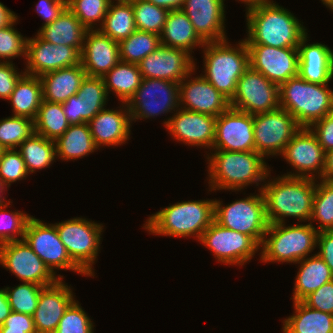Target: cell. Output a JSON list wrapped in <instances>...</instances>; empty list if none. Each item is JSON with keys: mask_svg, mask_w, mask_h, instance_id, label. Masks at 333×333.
<instances>
[{"mask_svg": "<svg viewBox=\"0 0 333 333\" xmlns=\"http://www.w3.org/2000/svg\"><path fill=\"white\" fill-rule=\"evenodd\" d=\"M72 290L63 279L41 290L33 315L37 333H54L65 311L76 300Z\"/></svg>", "mask_w": 333, "mask_h": 333, "instance_id": "obj_24", "label": "cell"}, {"mask_svg": "<svg viewBox=\"0 0 333 333\" xmlns=\"http://www.w3.org/2000/svg\"><path fill=\"white\" fill-rule=\"evenodd\" d=\"M7 100L11 102L13 116L26 117L34 121L43 100L40 78L24 74Z\"/></svg>", "mask_w": 333, "mask_h": 333, "instance_id": "obj_35", "label": "cell"}, {"mask_svg": "<svg viewBox=\"0 0 333 333\" xmlns=\"http://www.w3.org/2000/svg\"><path fill=\"white\" fill-rule=\"evenodd\" d=\"M28 174L21 153L17 149H5L0 157V180L9 188Z\"/></svg>", "mask_w": 333, "mask_h": 333, "instance_id": "obj_49", "label": "cell"}, {"mask_svg": "<svg viewBox=\"0 0 333 333\" xmlns=\"http://www.w3.org/2000/svg\"><path fill=\"white\" fill-rule=\"evenodd\" d=\"M45 286L22 282L15 287H5L9 304L13 312L33 316L37 308L41 290Z\"/></svg>", "mask_w": 333, "mask_h": 333, "instance_id": "obj_45", "label": "cell"}, {"mask_svg": "<svg viewBox=\"0 0 333 333\" xmlns=\"http://www.w3.org/2000/svg\"><path fill=\"white\" fill-rule=\"evenodd\" d=\"M0 333H37L33 316L12 311L0 326Z\"/></svg>", "mask_w": 333, "mask_h": 333, "instance_id": "obj_52", "label": "cell"}, {"mask_svg": "<svg viewBox=\"0 0 333 333\" xmlns=\"http://www.w3.org/2000/svg\"><path fill=\"white\" fill-rule=\"evenodd\" d=\"M236 1V0H235ZM237 1H240L242 4L244 3L245 5H248V4H251V3H254V2H257L259 0H237Z\"/></svg>", "mask_w": 333, "mask_h": 333, "instance_id": "obj_62", "label": "cell"}, {"mask_svg": "<svg viewBox=\"0 0 333 333\" xmlns=\"http://www.w3.org/2000/svg\"><path fill=\"white\" fill-rule=\"evenodd\" d=\"M71 260L89 277L95 276L94 263L100 251L103 224L74 217L54 223Z\"/></svg>", "mask_w": 333, "mask_h": 333, "instance_id": "obj_8", "label": "cell"}, {"mask_svg": "<svg viewBox=\"0 0 333 333\" xmlns=\"http://www.w3.org/2000/svg\"><path fill=\"white\" fill-rule=\"evenodd\" d=\"M212 150L255 151L253 115L232 107L218 115Z\"/></svg>", "mask_w": 333, "mask_h": 333, "instance_id": "obj_18", "label": "cell"}, {"mask_svg": "<svg viewBox=\"0 0 333 333\" xmlns=\"http://www.w3.org/2000/svg\"><path fill=\"white\" fill-rule=\"evenodd\" d=\"M294 313L283 319V333H333V314L293 301Z\"/></svg>", "mask_w": 333, "mask_h": 333, "instance_id": "obj_33", "label": "cell"}, {"mask_svg": "<svg viewBox=\"0 0 333 333\" xmlns=\"http://www.w3.org/2000/svg\"><path fill=\"white\" fill-rule=\"evenodd\" d=\"M110 3L111 0H67V8L87 30H95L103 25Z\"/></svg>", "mask_w": 333, "mask_h": 333, "instance_id": "obj_42", "label": "cell"}, {"mask_svg": "<svg viewBox=\"0 0 333 333\" xmlns=\"http://www.w3.org/2000/svg\"><path fill=\"white\" fill-rule=\"evenodd\" d=\"M18 151L21 153L29 175L36 170L49 168L57 159L55 141L37 133H33L22 142Z\"/></svg>", "mask_w": 333, "mask_h": 333, "instance_id": "obj_37", "label": "cell"}, {"mask_svg": "<svg viewBox=\"0 0 333 333\" xmlns=\"http://www.w3.org/2000/svg\"><path fill=\"white\" fill-rule=\"evenodd\" d=\"M121 105L115 110L104 108L88 122L98 148L121 146L130 139V128H132L130 111L127 103Z\"/></svg>", "mask_w": 333, "mask_h": 333, "instance_id": "obj_27", "label": "cell"}, {"mask_svg": "<svg viewBox=\"0 0 333 333\" xmlns=\"http://www.w3.org/2000/svg\"><path fill=\"white\" fill-rule=\"evenodd\" d=\"M18 19L6 28L0 29V62L12 63L13 59H26L27 37L15 29Z\"/></svg>", "mask_w": 333, "mask_h": 333, "instance_id": "obj_47", "label": "cell"}, {"mask_svg": "<svg viewBox=\"0 0 333 333\" xmlns=\"http://www.w3.org/2000/svg\"><path fill=\"white\" fill-rule=\"evenodd\" d=\"M111 1H132V0H111Z\"/></svg>", "mask_w": 333, "mask_h": 333, "instance_id": "obj_64", "label": "cell"}, {"mask_svg": "<svg viewBox=\"0 0 333 333\" xmlns=\"http://www.w3.org/2000/svg\"><path fill=\"white\" fill-rule=\"evenodd\" d=\"M320 181V182H319ZM313 198V208L309 223L318 222L314 226L318 232L333 230V182L319 179Z\"/></svg>", "mask_w": 333, "mask_h": 333, "instance_id": "obj_41", "label": "cell"}, {"mask_svg": "<svg viewBox=\"0 0 333 333\" xmlns=\"http://www.w3.org/2000/svg\"><path fill=\"white\" fill-rule=\"evenodd\" d=\"M34 130V121L20 116L0 119V144L4 149H18Z\"/></svg>", "mask_w": 333, "mask_h": 333, "instance_id": "obj_43", "label": "cell"}, {"mask_svg": "<svg viewBox=\"0 0 333 333\" xmlns=\"http://www.w3.org/2000/svg\"><path fill=\"white\" fill-rule=\"evenodd\" d=\"M281 157L294 169L293 173L290 171L283 176L322 178L325 152L310 128L301 127L286 145Z\"/></svg>", "mask_w": 333, "mask_h": 333, "instance_id": "obj_16", "label": "cell"}, {"mask_svg": "<svg viewBox=\"0 0 333 333\" xmlns=\"http://www.w3.org/2000/svg\"><path fill=\"white\" fill-rule=\"evenodd\" d=\"M86 31L79 19L66 7L52 23L41 26L37 35L54 45L75 47L81 53Z\"/></svg>", "mask_w": 333, "mask_h": 333, "instance_id": "obj_31", "label": "cell"}, {"mask_svg": "<svg viewBox=\"0 0 333 333\" xmlns=\"http://www.w3.org/2000/svg\"><path fill=\"white\" fill-rule=\"evenodd\" d=\"M56 158L73 161L100 149L95 145L88 123L70 125L55 141Z\"/></svg>", "mask_w": 333, "mask_h": 333, "instance_id": "obj_34", "label": "cell"}, {"mask_svg": "<svg viewBox=\"0 0 333 333\" xmlns=\"http://www.w3.org/2000/svg\"><path fill=\"white\" fill-rule=\"evenodd\" d=\"M300 128L295 118L281 107L253 115L255 152L265 159L271 156L280 157Z\"/></svg>", "mask_w": 333, "mask_h": 333, "instance_id": "obj_11", "label": "cell"}, {"mask_svg": "<svg viewBox=\"0 0 333 333\" xmlns=\"http://www.w3.org/2000/svg\"><path fill=\"white\" fill-rule=\"evenodd\" d=\"M318 231L311 223L269 224L260 245L262 263L296 264L316 249Z\"/></svg>", "mask_w": 333, "mask_h": 333, "instance_id": "obj_6", "label": "cell"}, {"mask_svg": "<svg viewBox=\"0 0 333 333\" xmlns=\"http://www.w3.org/2000/svg\"><path fill=\"white\" fill-rule=\"evenodd\" d=\"M127 105L131 122L156 118L161 114H174L180 108L179 83L143 78Z\"/></svg>", "mask_w": 333, "mask_h": 333, "instance_id": "obj_10", "label": "cell"}, {"mask_svg": "<svg viewBox=\"0 0 333 333\" xmlns=\"http://www.w3.org/2000/svg\"><path fill=\"white\" fill-rule=\"evenodd\" d=\"M321 179L327 182H333V150L325 153V166Z\"/></svg>", "mask_w": 333, "mask_h": 333, "instance_id": "obj_59", "label": "cell"}, {"mask_svg": "<svg viewBox=\"0 0 333 333\" xmlns=\"http://www.w3.org/2000/svg\"><path fill=\"white\" fill-rule=\"evenodd\" d=\"M270 173L261 189L268 223H285L286 217L309 222L317 180L283 175L271 179Z\"/></svg>", "mask_w": 333, "mask_h": 333, "instance_id": "obj_3", "label": "cell"}, {"mask_svg": "<svg viewBox=\"0 0 333 333\" xmlns=\"http://www.w3.org/2000/svg\"><path fill=\"white\" fill-rule=\"evenodd\" d=\"M18 19V15L0 2V29L6 28Z\"/></svg>", "mask_w": 333, "mask_h": 333, "instance_id": "obj_56", "label": "cell"}, {"mask_svg": "<svg viewBox=\"0 0 333 333\" xmlns=\"http://www.w3.org/2000/svg\"><path fill=\"white\" fill-rule=\"evenodd\" d=\"M120 61L119 42L99 29L87 30L80 63L87 76L103 77Z\"/></svg>", "mask_w": 333, "mask_h": 333, "instance_id": "obj_25", "label": "cell"}, {"mask_svg": "<svg viewBox=\"0 0 333 333\" xmlns=\"http://www.w3.org/2000/svg\"><path fill=\"white\" fill-rule=\"evenodd\" d=\"M230 107L251 115L280 107L279 85L249 67L237 82Z\"/></svg>", "mask_w": 333, "mask_h": 333, "instance_id": "obj_14", "label": "cell"}, {"mask_svg": "<svg viewBox=\"0 0 333 333\" xmlns=\"http://www.w3.org/2000/svg\"><path fill=\"white\" fill-rule=\"evenodd\" d=\"M86 71L81 63L73 67L62 68L40 76L43 100L51 103H63L77 94Z\"/></svg>", "mask_w": 333, "mask_h": 333, "instance_id": "obj_30", "label": "cell"}, {"mask_svg": "<svg viewBox=\"0 0 333 333\" xmlns=\"http://www.w3.org/2000/svg\"><path fill=\"white\" fill-rule=\"evenodd\" d=\"M161 45L181 49L192 56L195 48L206 43L195 31L183 10L169 11L160 34ZM194 49V51H192Z\"/></svg>", "mask_w": 333, "mask_h": 333, "instance_id": "obj_29", "label": "cell"}, {"mask_svg": "<svg viewBox=\"0 0 333 333\" xmlns=\"http://www.w3.org/2000/svg\"><path fill=\"white\" fill-rule=\"evenodd\" d=\"M310 130L316 136L318 143L322 146L324 152L333 150V115H326L321 120L316 121L310 127Z\"/></svg>", "mask_w": 333, "mask_h": 333, "instance_id": "obj_53", "label": "cell"}, {"mask_svg": "<svg viewBox=\"0 0 333 333\" xmlns=\"http://www.w3.org/2000/svg\"><path fill=\"white\" fill-rule=\"evenodd\" d=\"M214 221V199L181 201L148 216L143 228L150 234L169 237H196Z\"/></svg>", "mask_w": 333, "mask_h": 333, "instance_id": "obj_4", "label": "cell"}, {"mask_svg": "<svg viewBox=\"0 0 333 333\" xmlns=\"http://www.w3.org/2000/svg\"><path fill=\"white\" fill-rule=\"evenodd\" d=\"M161 45L160 35L136 30L119 42L120 61L138 64Z\"/></svg>", "mask_w": 333, "mask_h": 333, "instance_id": "obj_40", "label": "cell"}, {"mask_svg": "<svg viewBox=\"0 0 333 333\" xmlns=\"http://www.w3.org/2000/svg\"><path fill=\"white\" fill-rule=\"evenodd\" d=\"M12 312L11 306L8 301L7 293L5 288H0V326L3 325L5 319Z\"/></svg>", "mask_w": 333, "mask_h": 333, "instance_id": "obj_57", "label": "cell"}, {"mask_svg": "<svg viewBox=\"0 0 333 333\" xmlns=\"http://www.w3.org/2000/svg\"><path fill=\"white\" fill-rule=\"evenodd\" d=\"M4 150H5V149H4L3 146L0 144V157H1V155H2V153H3Z\"/></svg>", "mask_w": 333, "mask_h": 333, "instance_id": "obj_63", "label": "cell"}, {"mask_svg": "<svg viewBox=\"0 0 333 333\" xmlns=\"http://www.w3.org/2000/svg\"><path fill=\"white\" fill-rule=\"evenodd\" d=\"M203 52V77L229 100L233 98L237 82L250 67L249 50L244 39L232 46L228 39L206 42Z\"/></svg>", "mask_w": 333, "mask_h": 333, "instance_id": "obj_5", "label": "cell"}, {"mask_svg": "<svg viewBox=\"0 0 333 333\" xmlns=\"http://www.w3.org/2000/svg\"><path fill=\"white\" fill-rule=\"evenodd\" d=\"M24 240L59 279L64 277L56 275V269L69 270L88 277L69 257L55 224L44 223L32 216L26 226Z\"/></svg>", "mask_w": 333, "mask_h": 333, "instance_id": "obj_12", "label": "cell"}, {"mask_svg": "<svg viewBox=\"0 0 333 333\" xmlns=\"http://www.w3.org/2000/svg\"><path fill=\"white\" fill-rule=\"evenodd\" d=\"M250 67L279 86L298 75V47L277 48L247 44Z\"/></svg>", "mask_w": 333, "mask_h": 333, "instance_id": "obj_17", "label": "cell"}, {"mask_svg": "<svg viewBox=\"0 0 333 333\" xmlns=\"http://www.w3.org/2000/svg\"><path fill=\"white\" fill-rule=\"evenodd\" d=\"M211 151V154L206 155L207 179L209 178L207 183L210 192L216 190L239 192L251 184H256V187L260 185L258 190H261L267 175L272 171L265 158L255 151Z\"/></svg>", "mask_w": 333, "mask_h": 333, "instance_id": "obj_2", "label": "cell"}, {"mask_svg": "<svg viewBox=\"0 0 333 333\" xmlns=\"http://www.w3.org/2000/svg\"><path fill=\"white\" fill-rule=\"evenodd\" d=\"M302 302L310 308L333 314V280L319 287Z\"/></svg>", "mask_w": 333, "mask_h": 333, "instance_id": "obj_50", "label": "cell"}, {"mask_svg": "<svg viewBox=\"0 0 333 333\" xmlns=\"http://www.w3.org/2000/svg\"><path fill=\"white\" fill-rule=\"evenodd\" d=\"M70 126L62 103H51L42 100L34 120L35 133L49 140L56 141Z\"/></svg>", "mask_w": 333, "mask_h": 333, "instance_id": "obj_39", "label": "cell"}, {"mask_svg": "<svg viewBox=\"0 0 333 333\" xmlns=\"http://www.w3.org/2000/svg\"><path fill=\"white\" fill-rule=\"evenodd\" d=\"M163 122L168 134L188 146L212 150L215 138L216 117L178 108Z\"/></svg>", "mask_w": 333, "mask_h": 333, "instance_id": "obj_20", "label": "cell"}, {"mask_svg": "<svg viewBox=\"0 0 333 333\" xmlns=\"http://www.w3.org/2000/svg\"><path fill=\"white\" fill-rule=\"evenodd\" d=\"M225 0H185L181 10L205 42L228 39L225 30Z\"/></svg>", "mask_w": 333, "mask_h": 333, "instance_id": "obj_26", "label": "cell"}, {"mask_svg": "<svg viewBox=\"0 0 333 333\" xmlns=\"http://www.w3.org/2000/svg\"><path fill=\"white\" fill-rule=\"evenodd\" d=\"M326 8H329L333 12V0H320Z\"/></svg>", "mask_w": 333, "mask_h": 333, "instance_id": "obj_61", "label": "cell"}, {"mask_svg": "<svg viewBox=\"0 0 333 333\" xmlns=\"http://www.w3.org/2000/svg\"><path fill=\"white\" fill-rule=\"evenodd\" d=\"M195 69L179 83L180 108L217 117L230 107V100ZM193 78V79H192Z\"/></svg>", "mask_w": 333, "mask_h": 333, "instance_id": "obj_21", "label": "cell"}, {"mask_svg": "<svg viewBox=\"0 0 333 333\" xmlns=\"http://www.w3.org/2000/svg\"><path fill=\"white\" fill-rule=\"evenodd\" d=\"M67 7V0H39L36 12L44 19L43 25L52 23Z\"/></svg>", "mask_w": 333, "mask_h": 333, "instance_id": "obj_54", "label": "cell"}, {"mask_svg": "<svg viewBox=\"0 0 333 333\" xmlns=\"http://www.w3.org/2000/svg\"><path fill=\"white\" fill-rule=\"evenodd\" d=\"M108 93L101 77L87 76L81 82L77 94L62 103L70 125L88 123L106 107Z\"/></svg>", "mask_w": 333, "mask_h": 333, "instance_id": "obj_23", "label": "cell"}, {"mask_svg": "<svg viewBox=\"0 0 333 333\" xmlns=\"http://www.w3.org/2000/svg\"><path fill=\"white\" fill-rule=\"evenodd\" d=\"M17 69L14 63L0 62V99L7 100L16 83L25 74V71L19 72Z\"/></svg>", "mask_w": 333, "mask_h": 333, "instance_id": "obj_51", "label": "cell"}, {"mask_svg": "<svg viewBox=\"0 0 333 333\" xmlns=\"http://www.w3.org/2000/svg\"><path fill=\"white\" fill-rule=\"evenodd\" d=\"M0 265L22 282L46 287L59 280L24 239L0 245Z\"/></svg>", "mask_w": 333, "mask_h": 333, "instance_id": "obj_15", "label": "cell"}, {"mask_svg": "<svg viewBox=\"0 0 333 333\" xmlns=\"http://www.w3.org/2000/svg\"><path fill=\"white\" fill-rule=\"evenodd\" d=\"M308 33L298 45V75L307 82L329 84L333 79V50L321 42L309 44Z\"/></svg>", "mask_w": 333, "mask_h": 333, "instance_id": "obj_28", "label": "cell"}, {"mask_svg": "<svg viewBox=\"0 0 333 333\" xmlns=\"http://www.w3.org/2000/svg\"><path fill=\"white\" fill-rule=\"evenodd\" d=\"M7 189H9V188L4 184L3 181L0 180V206H3L5 204L9 203V201H11L10 199L6 200V197H4V195H3V194H5V191Z\"/></svg>", "mask_w": 333, "mask_h": 333, "instance_id": "obj_60", "label": "cell"}, {"mask_svg": "<svg viewBox=\"0 0 333 333\" xmlns=\"http://www.w3.org/2000/svg\"><path fill=\"white\" fill-rule=\"evenodd\" d=\"M297 262L298 272L293 288V301H302L319 287L333 280V273L329 266L317 254H311Z\"/></svg>", "mask_w": 333, "mask_h": 333, "instance_id": "obj_32", "label": "cell"}, {"mask_svg": "<svg viewBox=\"0 0 333 333\" xmlns=\"http://www.w3.org/2000/svg\"><path fill=\"white\" fill-rule=\"evenodd\" d=\"M12 201L0 206V245L24 239V234L31 215L15 210H6ZM19 237V238H18Z\"/></svg>", "mask_w": 333, "mask_h": 333, "instance_id": "obj_46", "label": "cell"}, {"mask_svg": "<svg viewBox=\"0 0 333 333\" xmlns=\"http://www.w3.org/2000/svg\"><path fill=\"white\" fill-rule=\"evenodd\" d=\"M148 2L167 9L168 11L172 10H181L185 0H147Z\"/></svg>", "mask_w": 333, "mask_h": 333, "instance_id": "obj_58", "label": "cell"}, {"mask_svg": "<svg viewBox=\"0 0 333 333\" xmlns=\"http://www.w3.org/2000/svg\"><path fill=\"white\" fill-rule=\"evenodd\" d=\"M181 49L160 45L138 63L143 78L163 79L180 83L195 69V61Z\"/></svg>", "mask_w": 333, "mask_h": 333, "instance_id": "obj_22", "label": "cell"}, {"mask_svg": "<svg viewBox=\"0 0 333 333\" xmlns=\"http://www.w3.org/2000/svg\"><path fill=\"white\" fill-rule=\"evenodd\" d=\"M224 205L214 199V220L221 226L251 236L261 245L268 229L265 201L261 190Z\"/></svg>", "mask_w": 333, "mask_h": 333, "instance_id": "obj_9", "label": "cell"}, {"mask_svg": "<svg viewBox=\"0 0 333 333\" xmlns=\"http://www.w3.org/2000/svg\"><path fill=\"white\" fill-rule=\"evenodd\" d=\"M132 7L137 30L161 34L169 12L167 9L147 0H132Z\"/></svg>", "mask_w": 333, "mask_h": 333, "instance_id": "obj_44", "label": "cell"}, {"mask_svg": "<svg viewBox=\"0 0 333 333\" xmlns=\"http://www.w3.org/2000/svg\"><path fill=\"white\" fill-rule=\"evenodd\" d=\"M102 78L108 96L110 92H113L121 103L129 102L141 85L143 79L138 64L123 61H119Z\"/></svg>", "mask_w": 333, "mask_h": 333, "instance_id": "obj_36", "label": "cell"}, {"mask_svg": "<svg viewBox=\"0 0 333 333\" xmlns=\"http://www.w3.org/2000/svg\"><path fill=\"white\" fill-rule=\"evenodd\" d=\"M25 74L40 77L48 72L80 64V52L75 47L54 45L37 34L27 39Z\"/></svg>", "mask_w": 333, "mask_h": 333, "instance_id": "obj_19", "label": "cell"}, {"mask_svg": "<svg viewBox=\"0 0 333 333\" xmlns=\"http://www.w3.org/2000/svg\"><path fill=\"white\" fill-rule=\"evenodd\" d=\"M198 242L208 248L218 263L223 265L243 266L260 251V245L251 236L227 229L215 220Z\"/></svg>", "mask_w": 333, "mask_h": 333, "instance_id": "obj_13", "label": "cell"}, {"mask_svg": "<svg viewBox=\"0 0 333 333\" xmlns=\"http://www.w3.org/2000/svg\"><path fill=\"white\" fill-rule=\"evenodd\" d=\"M317 254L329 266L333 273V230L320 231L317 235Z\"/></svg>", "mask_w": 333, "mask_h": 333, "instance_id": "obj_55", "label": "cell"}, {"mask_svg": "<svg viewBox=\"0 0 333 333\" xmlns=\"http://www.w3.org/2000/svg\"><path fill=\"white\" fill-rule=\"evenodd\" d=\"M114 41L120 42L135 32V20L132 1H111L104 23L99 28Z\"/></svg>", "mask_w": 333, "mask_h": 333, "instance_id": "obj_38", "label": "cell"}, {"mask_svg": "<svg viewBox=\"0 0 333 333\" xmlns=\"http://www.w3.org/2000/svg\"><path fill=\"white\" fill-rule=\"evenodd\" d=\"M273 0H259L246 6V44L277 48L298 47L307 34L303 22Z\"/></svg>", "mask_w": 333, "mask_h": 333, "instance_id": "obj_1", "label": "cell"}, {"mask_svg": "<svg viewBox=\"0 0 333 333\" xmlns=\"http://www.w3.org/2000/svg\"><path fill=\"white\" fill-rule=\"evenodd\" d=\"M75 300L65 311L54 333H94V322Z\"/></svg>", "mask_w": 333, "mask_h": 333, "instance_id": "obj_48", "label": "cell"}, {"mask_svg": "<svg viewBox=\"0 0 333 333\" xmlns=\"http://www.w3.org/2000/svg\"><path fill=\"white\" fill-rule=\"evenodd\" d=\"M280 107L287 110L300 127L309 128L333 110V91L328 84H315L299 75L279 86Z\"/></svg>", "mask_w": 333, "mask_h": 333, "instance_id": "obj_7", "label": "cell"}]
</instances>
